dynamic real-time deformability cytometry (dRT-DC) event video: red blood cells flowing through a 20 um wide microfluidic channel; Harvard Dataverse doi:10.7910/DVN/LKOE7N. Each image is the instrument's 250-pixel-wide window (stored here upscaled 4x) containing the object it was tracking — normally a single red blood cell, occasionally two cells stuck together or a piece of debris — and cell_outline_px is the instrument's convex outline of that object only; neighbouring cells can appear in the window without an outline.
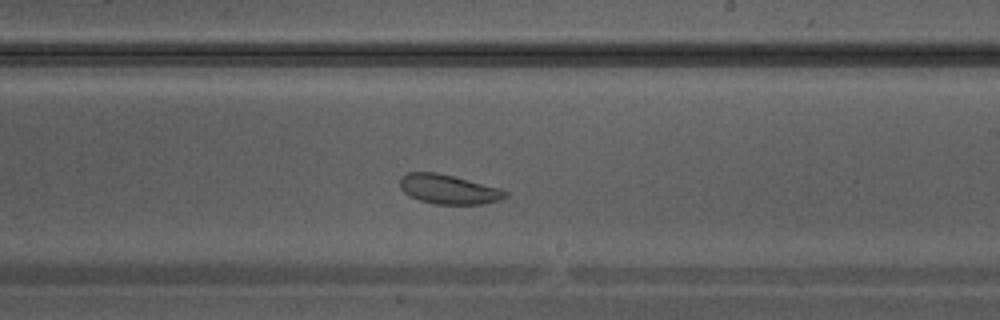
{"species": "Egyptian fruit bat (a non-hibernating species)", "species_latin": "Rousettus aegyptiacus", "temperature_condition": "warm", "stored_images_in_passage": 26, "camera_frame_rate_fps": 3000, "um_per_image_px": 0.085, "animal": {"sex": "male"}, "frame": {"image": 1, "passage_image": 12, "time_ms": 3.667, "image_size_px": [1000, 320], "cell_outline_px": [[508, 196], [500, 200], [484, 204], [436, 204], [420, 200], [404, 192], [400, 188], [400, 176], [408, 172], [436, 172], [500, 188], [508, 192]], "centroid_in_image_um": [38.13, 16.09], "position_along_channel_um": 250.9, "area_um2": 17.98}}